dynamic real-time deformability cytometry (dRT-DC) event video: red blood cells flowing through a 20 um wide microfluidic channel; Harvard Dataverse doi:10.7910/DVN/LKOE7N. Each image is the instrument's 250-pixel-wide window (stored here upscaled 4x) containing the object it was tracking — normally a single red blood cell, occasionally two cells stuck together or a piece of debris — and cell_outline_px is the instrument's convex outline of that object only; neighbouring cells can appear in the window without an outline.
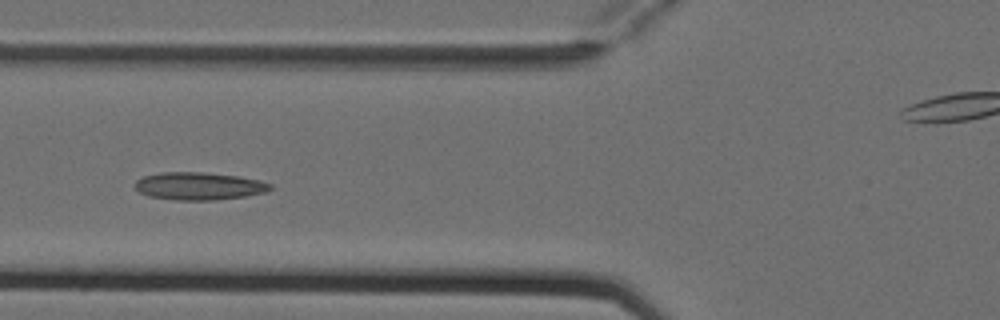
{"species": "Egyptian fruit bat (a non-hibernating species)", "species_latin": "Rousettus aegyptiacus", "temperature_condition": "cold", "stored_images_in_passage": 10, "segment_of_instrument_passage": [1, 2], "camera_frame_rate_fps": 3000, "um_per_image_px": 0.085, "animal": {"sex": "female"}, "frame": {"image": 1, "passage_image": 7, "time_ms": 2.0, "image_size_px": [1000, 320], "cell_outline_px": [[272, 188], [268, 192], [244, 196], [216, 200], [176, 200], [148, 196], [140, 192], [132, 184], [136, 180], [144, 176], [160, 172], [204, 172], [236, 176], [260, 180], [272, 184]], "centroid_in_image_um": [16.9, 15.81], "position_along_channel_um": 108.9, "area_um2": 21.91}}
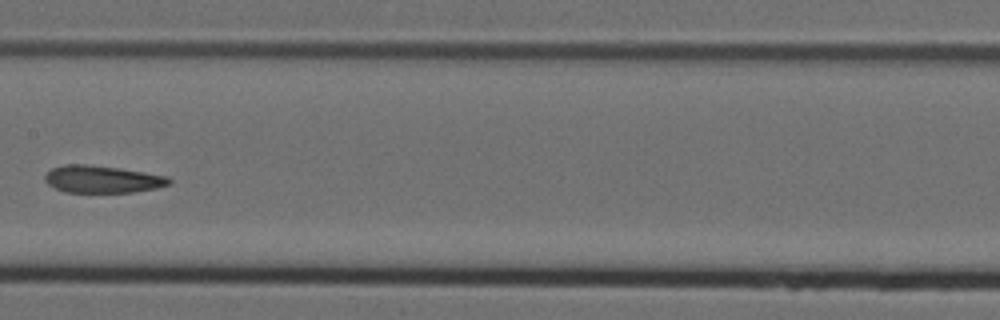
{"frame": {"image": 2, "passage_image": 9, "time_ms": 2.667, "image_size_px": [1000, 320], "cell_outline_px": [[172, 184], [156, 188], [132, 192], [64, 192], [48, 184], [44, 180], [44, 176], [52, 168], [64, 164], [84, 164], [120, 168], [168, 176], [172, 180]], "centroid_in_image_um": [8.71, 15.23], "position_along_channel_um": 198.7, "area_um2": 19.77}}